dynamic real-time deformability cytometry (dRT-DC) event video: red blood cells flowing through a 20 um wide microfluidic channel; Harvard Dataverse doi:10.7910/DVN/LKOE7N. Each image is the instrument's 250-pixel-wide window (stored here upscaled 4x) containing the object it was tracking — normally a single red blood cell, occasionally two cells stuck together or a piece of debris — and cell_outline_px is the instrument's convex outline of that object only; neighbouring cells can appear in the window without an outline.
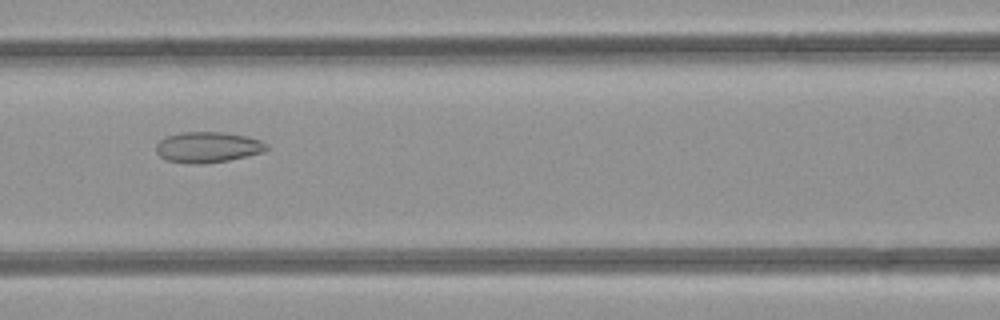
{"species": "common noctule bat (a hibernating species)", "species_latin": "Nyctalus noctula", "temperature_condition": "room temperature", "stored_images_in_passage": 46, "camera_frame_rate_fps": 3000, "um_per_image_px": 0.085, "animal": {"sex": "female", "body_mass_g": 21.9}, "frame": {"image": 1, "passage_image": 22, "time_ms": 7.0, "image_size_px": [1000, 320], "cell_outline_px": [[268, 148], [260, 152], [228, 160], [200, 164], [188, 164], [164, 160], [156, 152], [156, 144], [160, 140], [168, 136], [184, 132], [224, 132], [244, 136], [260, 140], [268, 144]], "centroid_in_image_um": [17.61, 12.52], "position_along_channel_um": 149.0, "area_um2": 19.59}}
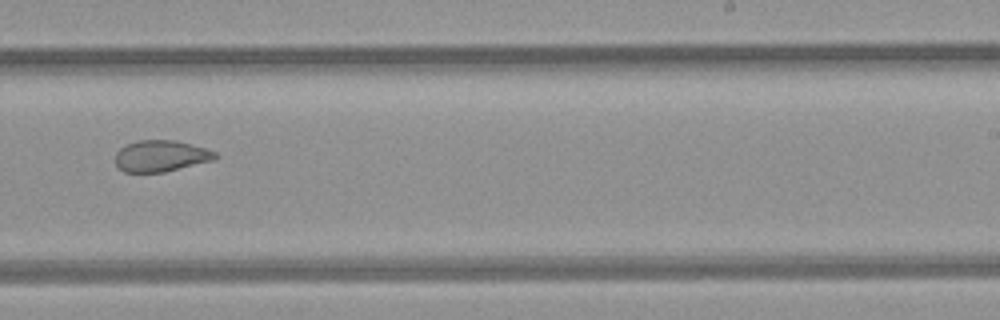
{"frame": {"image": 2, "passage_image": 31, "time_ms": 10.0, "image_size_px": [1000, 320], "cell_outline_px": [[216, 156], [212, 160], [164, 172], [124, 172], [116, 164], [116, 152], [124, 144], [136, 140], [176, 140], [192, 144], [216, 152]], "centroid_in_image_um": [13.63, 13.24], "position_along_channel_um": 275.4, "area_um2": 18.15}}
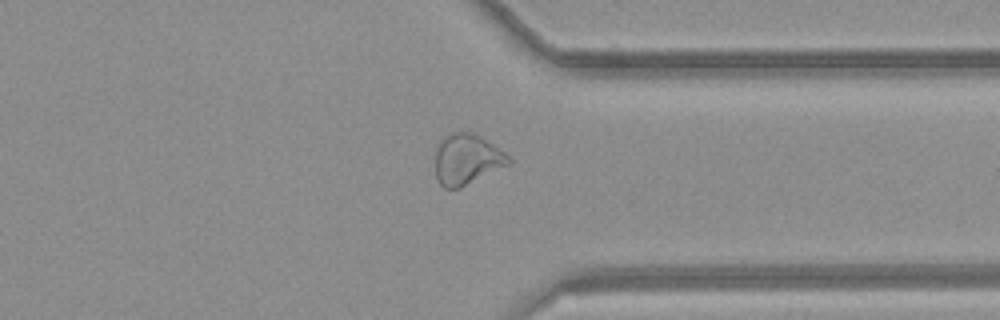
{"frame": {"image": 3, "passage_image": 38, "time_ms": 12.333, "image_size_px": [1000, 320], "cell_outline_px": [[512, 160], [508, 164], [460, 188], [444, 188], [440, 184], [436, 176], [436, 144], [444, 136], [452, 132], [468, 132], [480, 136], [504, 152]], "centroid_in_image_um": [39.64, 13.53], "position_along_channel_um": 371.8, "area_um2": 21.33}}